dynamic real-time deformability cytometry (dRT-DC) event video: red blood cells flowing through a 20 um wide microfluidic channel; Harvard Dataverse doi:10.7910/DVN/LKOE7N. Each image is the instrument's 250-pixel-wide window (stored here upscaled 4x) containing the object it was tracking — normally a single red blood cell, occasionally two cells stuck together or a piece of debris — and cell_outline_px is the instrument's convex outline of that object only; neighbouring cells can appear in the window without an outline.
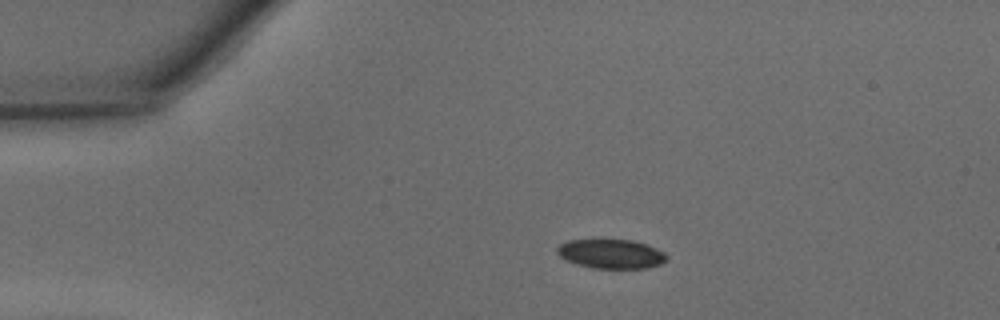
{"species": "common noctule bat (a hibernating species)", "species_latin": "Nyctalus noctula", "temperature_condition": "warm", "stored_images_in_passage": 31, "camera_frame_rate_fps": 3000, "um_per_image_px": 0.085, "animal": {"sex": "male", "body_mass_g": 15.6}, "frame": {"image": 1, "passage_image": 1, "time_ms": 0.0, "image_size_px": [1000, 320], "cell_outline_px": [[668, 256], [660, 264], [648, 268], [592, 268], [576, 264], [560, 256], [556, 252], [556, 248], [560, 244], [568, 240], [632, 240], [648, 244], [664, 252]], "centroid_in_image_um": [51.94, 21.57], "position_along_channel_um": 33.1, "area_um2": 18.61}}
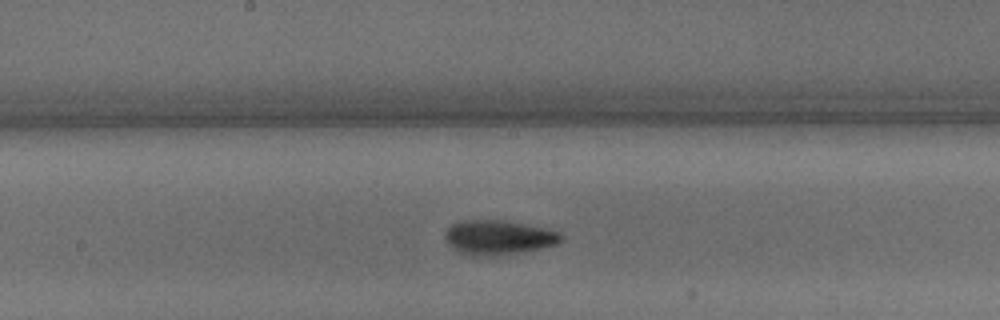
{"frame": {"image": 2, "passage_image": 16, "time_ms": 5.0, "image_size_px": [1000, 320], "cell_outline_px": [[564, 240], [556, 244], [540, 248], [488, 256], [468, 256], [452, 248], [444, 240], [444, 232], [452, 224], [460, 220], [504, 220], [560, 232], [564, 236]], "centroid_in_image_um": [42.3, 20.17], "position_along_channel_um": 205.9, "area_um2": 23.18}}
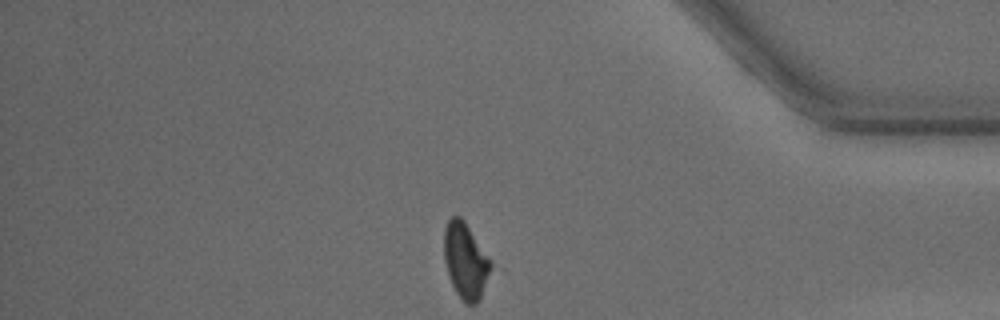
{"frame": {"image": 3, "passage_image": 31, "time_ms": 10.0, "image_size_px": [1000, 320], "cell_outline_px": [[496, 268], [480, 300], [476, 304], [464, 304], [460, 300], [452, 284], [444, 260], [444, 228], [448, 220], [452, 216], [460, 216], [464, 220], [496, 264]], "centroid_in_image_um": [39.66, 22.21], "position_along_channel_um": 395.5, "area_um2": 21.73}, "authors_computed_cell_mechanics": {"area_um2": 21.3282, "velocity_mm_per_s": 4.3649, "shape_relaxation_time_tau1_ms": 4.311, "shape_relaxation_time_tau2_ms": 4.6363, "deformation_change_tau1": 0.1215, "deformation_change_tau2": 0.1392}}